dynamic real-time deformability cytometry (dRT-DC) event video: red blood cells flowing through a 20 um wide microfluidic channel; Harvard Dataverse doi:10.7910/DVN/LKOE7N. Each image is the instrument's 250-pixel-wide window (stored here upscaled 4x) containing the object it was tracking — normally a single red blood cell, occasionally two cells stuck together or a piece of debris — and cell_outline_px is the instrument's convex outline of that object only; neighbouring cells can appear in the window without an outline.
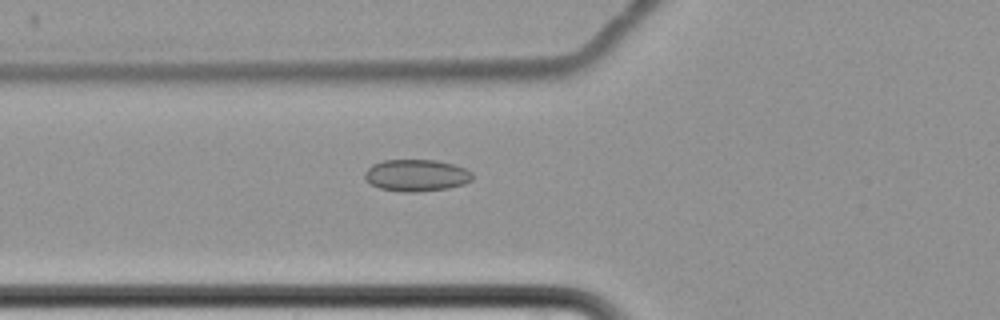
{"species": "common noctule bat (a hibernating species)", "species_latin": "Nyctalus noctula", "temperature_condition": "cold", "stored_images_in_passage": 6, "camera_frame_rate_fps": 3000, "um_per_image_px": 0.085, "animal": {"sex": "female", "body_mass_g": 22.7, "forearm_length_mm": 54.2}, "frame": {"image": 1, "passage_image": 6, "time_ms": 6.667, "image_size_px": [1000, 320], "cell_outline_px": [[472, 180], [464, 184], [448, 188], [416, 192], [400, 192], [380, 188], [364, 180], [364, 172], [372, 164], [384, 160], [436, 160], [452, 164], [464, 168], [472, 172]], "centroid_in_image_um": [35.37, 14.91], "position_along_channel_um": 90.4, "area_um2": 20.06}}